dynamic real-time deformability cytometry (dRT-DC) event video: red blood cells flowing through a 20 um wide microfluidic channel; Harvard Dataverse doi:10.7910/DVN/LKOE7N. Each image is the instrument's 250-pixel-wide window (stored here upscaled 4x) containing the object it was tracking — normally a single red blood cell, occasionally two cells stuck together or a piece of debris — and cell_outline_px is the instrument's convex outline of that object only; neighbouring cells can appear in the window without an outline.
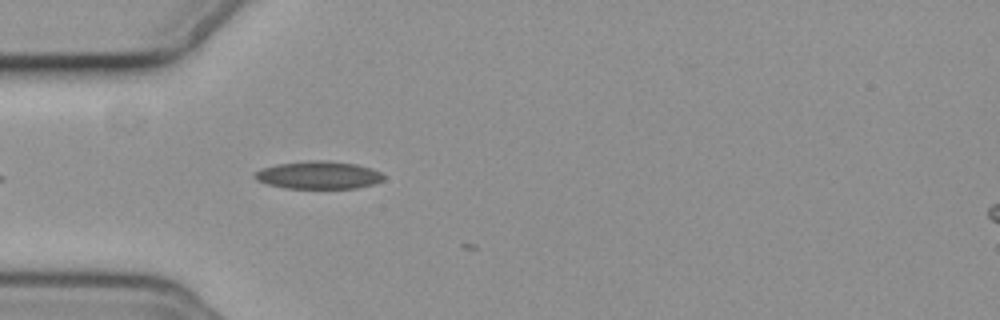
{"species": "common noctule bat (a hibernating species)", "species_latin": "Nyctalus noctula", "temperature_condition": "cold", "stored_images_in_passage": 3, "camera_frame_rate_fps": 3000, "um_per_image_px": 0.085, "animal": {"sex": "female", "body_mass_g": 19.3, "forearm_length_mm": 54.1}, "frame": {"image": 1, "passage_image": 2, "time_ms": 0.333, "image_size_px": [1000, 320], "cell_outline_px": [[384, 180], [372, 184], [356, 188], [284, 188], [268, 184], [256, 180], [252, 176], [252, 172], [264, 168], [280, 164], [312, 160], [328, 160], [356, 164], [372, 168], [380, 172], [384, 176]], "centroid_in_image_um": [27.07, 14.88], "position_along_channel_um": 57.9, "area_um2": 20.81}}